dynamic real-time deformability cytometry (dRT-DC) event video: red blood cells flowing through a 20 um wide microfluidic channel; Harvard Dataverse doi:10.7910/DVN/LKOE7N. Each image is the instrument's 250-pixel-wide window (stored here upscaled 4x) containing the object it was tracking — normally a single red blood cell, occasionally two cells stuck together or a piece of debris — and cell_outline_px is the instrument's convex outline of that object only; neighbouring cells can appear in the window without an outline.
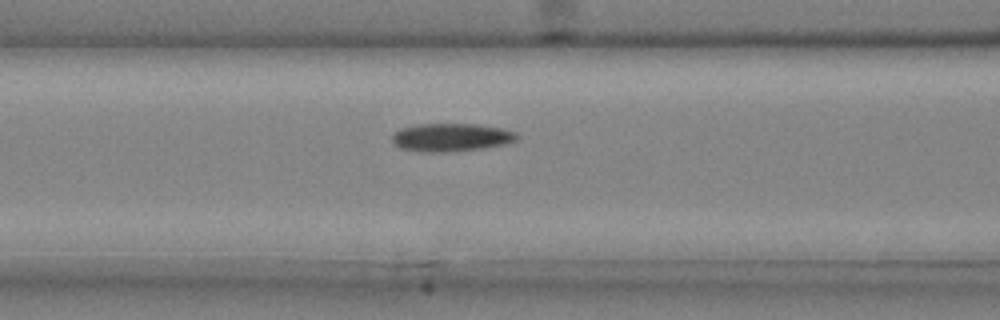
{"species": "common noctule bat (a hibernating species)", "species_latin": "Nyctalus noctula", "temperature_condition": "cold", "stored_images_in_passage": 39, "camera_frame_rate_fps": 3000, "um_per_image_px": 0.085, "animal": {"sex": "male", "body_mass_g": 20.4}, "frame": {"image": 1, "passage_image": 18, "time_ms": 5.667, "image_size_px": [1000, 320], "cell_outline_px": [[520, 136], [516, 140], [504, 144], [484, 148], [452, 152], [424, 152], [400, 148], [392, 140], [392, 132], [400, 128], [416, 124], [476, 124], [500, 128], [516, 132]], "centroid_in_image_um": [38.33, 11.67], "position_along_channel_um": 128.3, "area_um2": 20.58}}
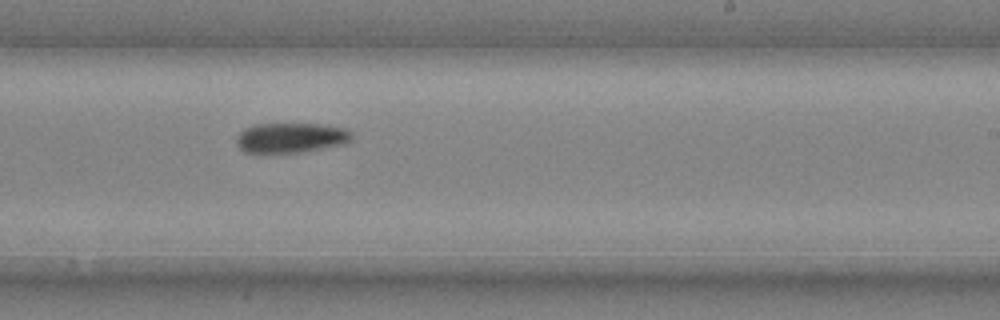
{"frame": {"image": 2, "passage_image": 27, "time_ms": 8.667, "image_size_px": [1000, 320], "cell_outline_px": [[352, 140], [348, 144], [300, 152], [244, 152], [236, 144], [236, 136], [244, 128], [252, 124], [320, 124], [344, 128], [352, 132]], "centroid_in_image_um": [24.74, 11.7], "position_along_channel_um": 264.3, "area_um2": 20.29}}
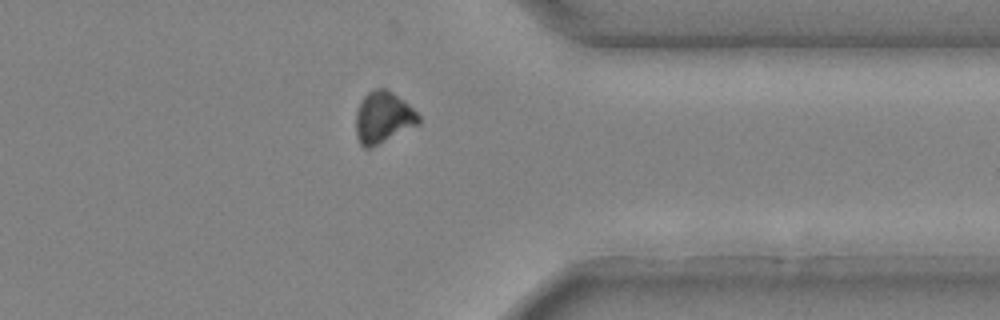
{"frame": {"image": 3, "passage_image": 35, "time_ms": 11.333, "image_size_px": [1000, 320], "cell_outline_px": [[420, 124], [372, 148], [364, 148], [360, 144], [356, 136], [356, 112], [360, 100], [368, 92], [376, 88], [384, 88], [392, 92], [408, 104], [420, 116]], "centroid_in_image_um": [32.55, 10.0], "position_along_channel_um": 378.8, "area_um2": 19.02}}